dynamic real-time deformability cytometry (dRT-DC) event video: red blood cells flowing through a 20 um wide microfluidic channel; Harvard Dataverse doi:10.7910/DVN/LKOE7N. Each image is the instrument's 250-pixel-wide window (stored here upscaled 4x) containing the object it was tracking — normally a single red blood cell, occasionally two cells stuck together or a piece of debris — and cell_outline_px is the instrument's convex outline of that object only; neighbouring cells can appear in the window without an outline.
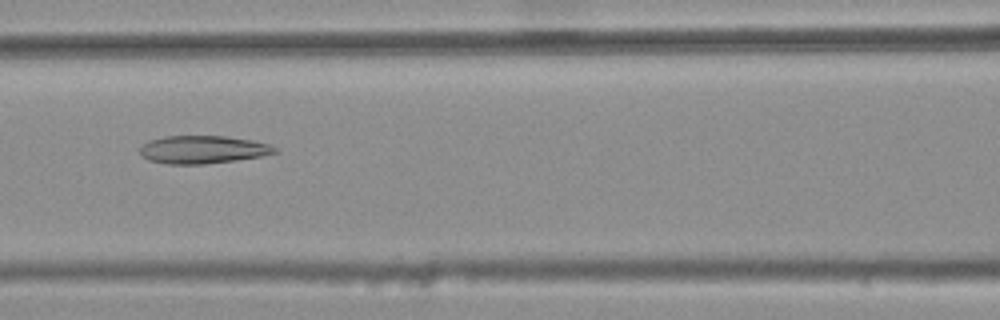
{"species": "common noctule bat (a hibernating species)", "species_latin": "Nyctalus noctula", "temperature_condition": "warm", "stored_images_in_passage": 47, "camera_frame_rate_fps": 3000, "um_per_image_px": 0.085, "animal": {"sex": "female", "body_mass_g": 25.1}, "frame": {"image": 1, "passage_image": 23, "time_ms": 7.333, "image_size_px": [1000, 320], "cell_outline_px": [[280, 152], [264, 156], [236, 160], [204, 164], [168, 164], [148, 160], [140, 156], [140, 148], [148, 140], [164, 136], [228, 136], [252, 140], [268, 144], [280, 148]], "centroid_in_image_um": [17.28, 12.71], "position_along_channel_um": 149.3, "area_um2": 22.25}}
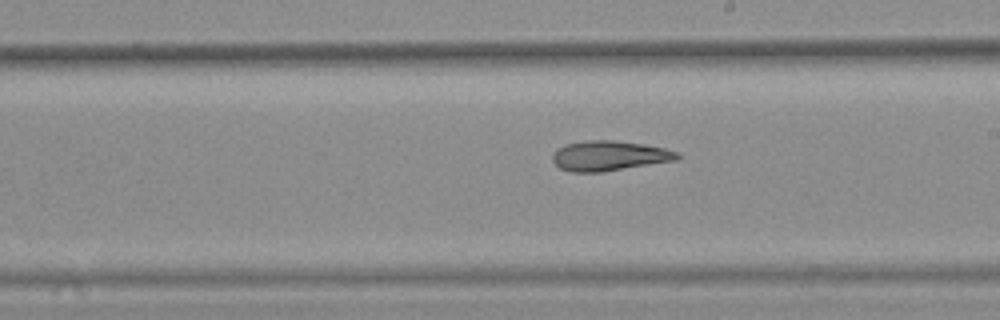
{"frame": {"image": 2, "passage_image": 30, "time_ms": 9.667, "image_size_px": [1000, 320], "cell_outline_px": [[680, 156], [676, 160], [600, 172], [572, 172], [560, 168], [552, 160], [552, 152], [556, 148], [564, 144], [588, 140], [612, 140], [644, 144], [664, 148], [680, 152]], "centroid_in_image_um": [51.75, 13.23], "position_along_channel_um": 237.3, "area_um2": 21.79}}
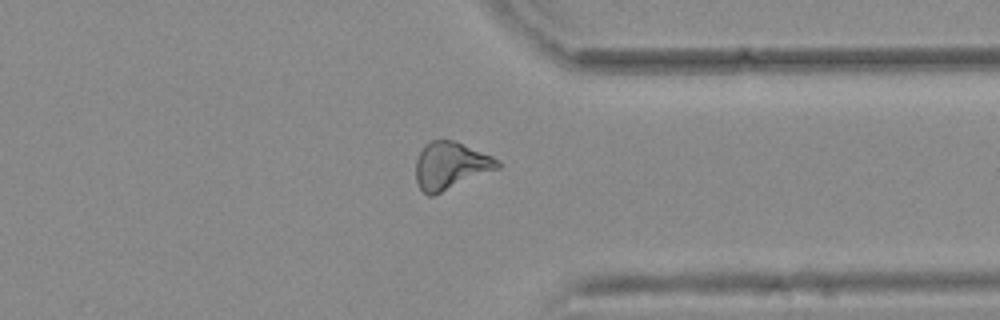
{"frame": {"image": 3, "passage_image": 41, "time_ms": 13.333, "image_size_px": [1000, 320], "cell_outline_px": [[500, 168], [432, 196], [428, 196], [420, 188], [416, 180], [416, 160], [424, 144], [432, 140], [452, 140], [492, 156], [500, 160]], "centroid_in_image_um": [38.29, 14.08], "position_along_channel_um": 373.1, "area_um2": 22.37}, "authors_computed_cell_mechanics": {"area_um2": 22.3686, "velocity_mm_per_s": 3.7792, "shape_relaxation_time_tau1_ms": null, "shape_relaxation_time_tau2_ms": 8.3446, "deformation_change_tau1": null, "deformation_change_tau2": 0.2098}}